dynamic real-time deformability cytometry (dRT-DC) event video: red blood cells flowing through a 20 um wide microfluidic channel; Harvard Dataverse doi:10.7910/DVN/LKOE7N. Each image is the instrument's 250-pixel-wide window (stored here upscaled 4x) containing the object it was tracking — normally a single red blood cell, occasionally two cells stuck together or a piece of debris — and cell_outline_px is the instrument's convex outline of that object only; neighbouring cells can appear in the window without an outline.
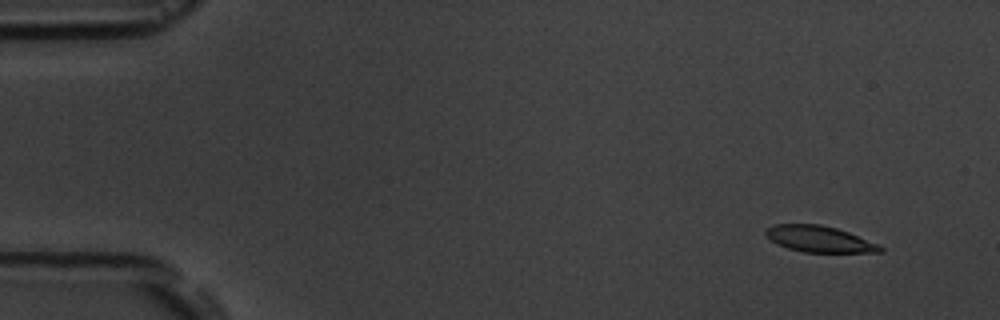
{"species": "common noctule bat (a hibernating species)", "species_latin": "Nyctalus noctula", "temperature_condition": "room temperature", "stored_images_in_passage": 5, "camera_frame_rate_fps": 3000, "um_per_image_px": 0.085, "animal": {"sex": "male", "body_mass_g": 19.5, "forearm_length_mm": 54.6}, "frame": {"image": 1, "passage_image": 1, "time_ms": 0.0, "image_size_px": [1000, 320], "cell_outline_px": [[884, 252], [804, 252], [788, 248], [772, 240], [764, 232], [768, 228], [776, 224], [820, 224], [836, 228], [848, 232], [880, 244], [884, 248]], "centroid_in_image_um": [69.71, 20.32], "position_along_channel_um": 15.3, "area_um2": 17.28}}
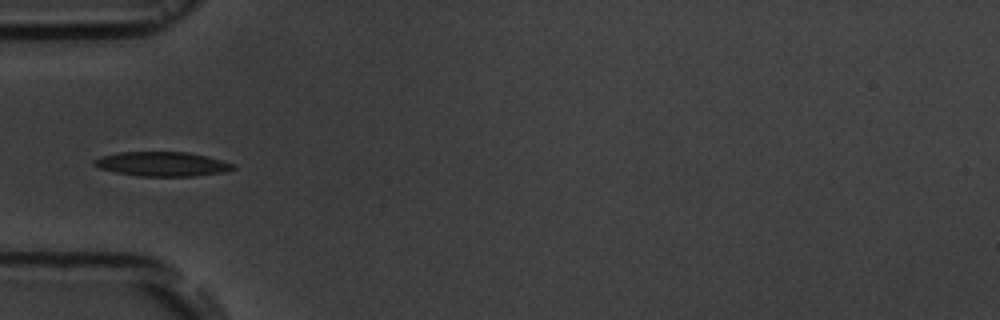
{"frame": {"image": 2, "passage_image": 5, "time_ms": 4.667, "image_size_px": [1000, 320], "cell_outline_px": [[236, 168], [224, 172], [196, 176], [140, 176], [116, 172], [96, 168], [92, 164], [92, 160], [100, 156], [120, 152], [188, 152], [220, 160], [232, 164]], "centroid_in_image_um": [13.71, 13.94], "position_along_channel_um": 71.3, "area_um2": 19.71}}